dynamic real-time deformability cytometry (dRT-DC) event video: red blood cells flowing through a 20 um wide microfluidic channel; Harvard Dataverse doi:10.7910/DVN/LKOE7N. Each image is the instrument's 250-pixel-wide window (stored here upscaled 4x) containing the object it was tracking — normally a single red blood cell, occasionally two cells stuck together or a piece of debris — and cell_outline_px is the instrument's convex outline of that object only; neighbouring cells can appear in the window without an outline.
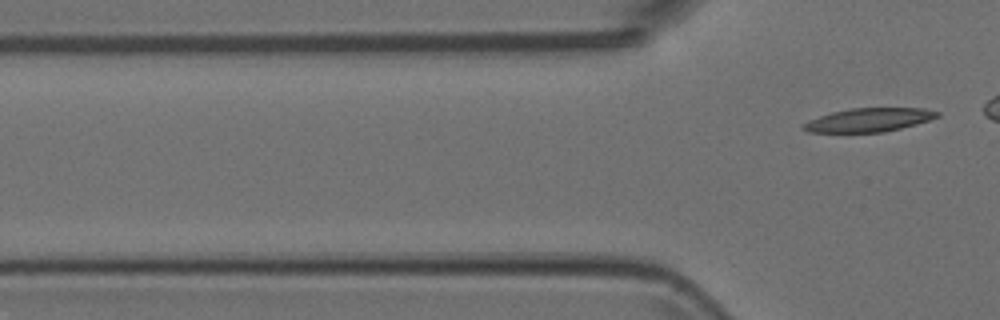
{"species": "Egyptian fruit bat (a non-hibernating species)", "species_latin": "Rousettus aegyptiacus", "temperature_condition": "room temperature", "stored_images_in_passage": 7, "segment_of_instrument_passage": [2, 2], "camera_frame_rate_fps": 3000, "um_per_image_px": 0.085, "animal": {"sex": "female"}, "frame": {"image": 1, "passage_image": 7, "time_ms": 2.0, "image_size_px": [1000, 320], "cell_outline_px": [[940, 116], [916, 124], [884, 132], [808, 132], [800, 128], [808, 120], [832, 112], [852, 108], [924, 108], [940, 112]], "centroid_in_image_um": [73.85, 10.19], "position_along_channel_um": 51.9, "area_um2": 18.32}}